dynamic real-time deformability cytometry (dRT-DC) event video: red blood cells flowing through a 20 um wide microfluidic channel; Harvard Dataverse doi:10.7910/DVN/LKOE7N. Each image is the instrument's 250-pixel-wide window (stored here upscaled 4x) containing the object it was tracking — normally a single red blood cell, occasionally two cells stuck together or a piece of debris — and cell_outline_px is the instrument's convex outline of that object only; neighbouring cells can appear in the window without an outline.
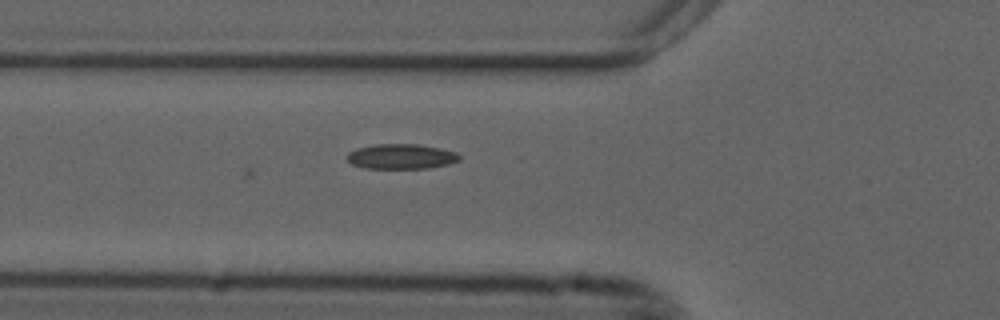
{"species": "common noctule bat (a hibernating species)", "species_latin": "Nyctalus noctula", "temperature_condition": "cold", "stored_images_in_passage": 7, "camera_frame_rate_fps": 3000, "um_per_image_px": 0.085, "animal": {"sex": "male", "forearm_length_mm": 52.5}, "frame": {"image": 1, "passage_image": 7, "time_ms": 2.0, "image_size_px": [1000, 320], "cell_outline_px": [[460, 160], [448, 164], [428, 168], [364, 168], [352, 164], [348, 160], [348, 152], [356, 148], [376, 144], [416, 144], [440, 148], [456, 152], [460, 156]], "centroid_in_image_um": [34.1, 13.3], "position_along_channel_um": 91.7, "area_um2": 16.3}}